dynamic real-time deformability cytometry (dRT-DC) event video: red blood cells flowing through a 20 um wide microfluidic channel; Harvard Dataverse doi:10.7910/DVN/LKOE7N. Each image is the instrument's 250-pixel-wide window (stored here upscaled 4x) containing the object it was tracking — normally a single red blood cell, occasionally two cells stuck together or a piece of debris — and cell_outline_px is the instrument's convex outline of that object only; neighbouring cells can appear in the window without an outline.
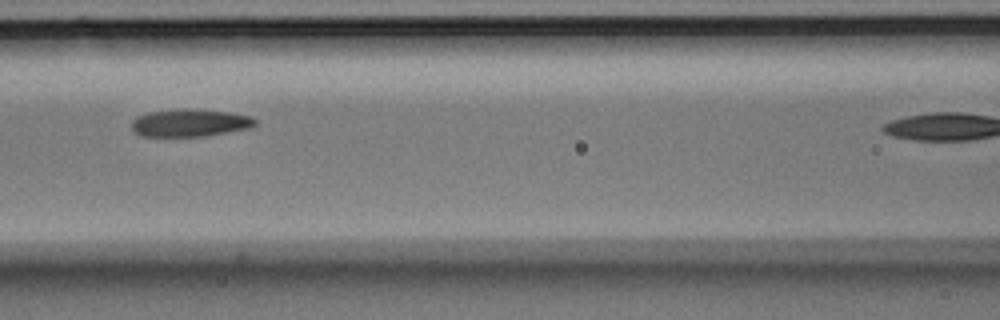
{"species": "Egyptian fruit bat (a non-hibernating species)", "species_latin": "Rousettus aegyptiacus", "temperature_condition": "room temperature", "stored_images_in_passage": 7, "camera_frame_rate_fps": 3000, "um_per_image_px": 0.085, "animal": {"sex": "male"}, "frame": {"image": 1, "passage_image": 6, "time_ms": 1.667, "image_size_px": [1000, 320], "cell_outline_px": [[256, 124], [248, 128], [204, 136], [140, 136], [132, 128], [132, 120], [136, 116], [148, 112], [180, 108], [184, 108], [232, 112], [248, 116], [256, 120]], "centroid_in_image_um": [16.1, 10.43], "position_along_channel_um": 150.5, "area_um2": 19.77}}